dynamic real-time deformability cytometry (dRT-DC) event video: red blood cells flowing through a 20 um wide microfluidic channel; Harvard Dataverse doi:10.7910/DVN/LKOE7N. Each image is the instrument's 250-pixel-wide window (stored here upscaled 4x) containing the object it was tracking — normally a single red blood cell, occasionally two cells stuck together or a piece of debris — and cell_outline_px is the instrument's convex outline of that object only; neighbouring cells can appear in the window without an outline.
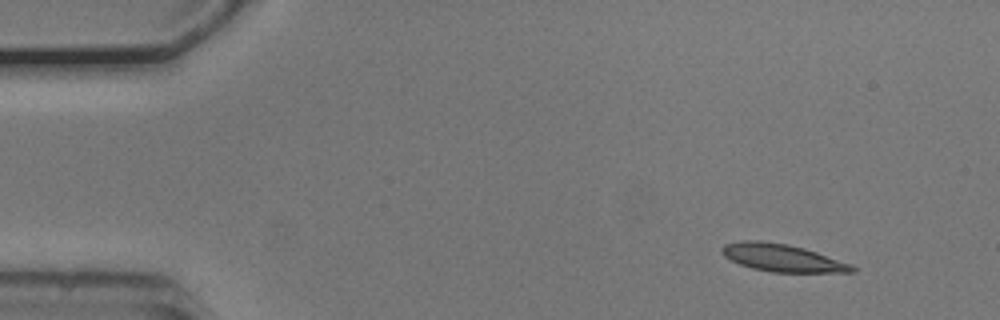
{"species": "common noctule bat (a hibernating species)", "species_latin": "Nyctalus noctula", "temperature_condition": "cold", "stored_images_in_passage": 49, "camera_frame_rate_fps": 3000, "um_per_image_px": 0.085, "animal": {"sex": "male", "body_mass_g": 20.5, "forearm_length_mm": 52.5}, "frame": {"image": 1, "passage_image": 1, "time_ms": 0.0, "image_size_px": [1000, 320], "cell_outline_px": [[856, 272], [772, 272], [752, 268], [740, 264], [724, 256], [720, 248], [724, 244], [740, 240], [760, 240], [788, 244], [804, 248], [852, 264], [856, 268]], "centroid_in_image_um": [66.48, 21.9], "position_along_channel_um": 18.5, "area_um2": 20.87}}
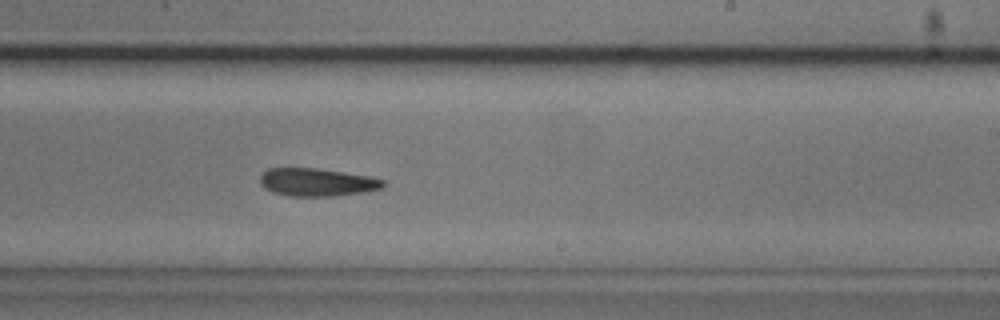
{"frame": {"image": 2, "passage_image": 28, "time_ms": 9.0, "image_size_px": [1000, 320], "cell_outline_px": [[388, 184], [380, 188], [360, 192], [332, 196], [292, 196], [272, 192], [264, 188], [260, 184], [260, 176], [268, 168], [316, 168], [368, 176], [384, 180]], "centroid_in_image_um": [26.91, 15.48], "position_along_channel_um": 262.1, "area_um2": 19.83}}
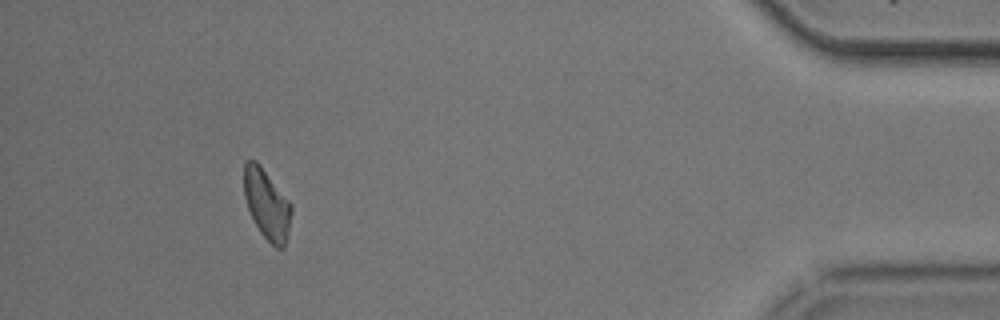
{"frame": {"image": 3, "passage_image": 45, "time_ms": 14.667, "image_size_px": [1000, 320], "cell_outline_px": [[292, 212], [288, 232], [284, 248], [276, 248], [260, 232], [248, 208], [244, 196], [244, 160], [256, 160], [260, 164], [292, 204]], "centroid_in_image_um": [22.68, 17.33], "position_along_channel_um": 412.5, "area_um2": 19.25}, "authors_computed_cell_mechanics": {"area_um2": 20.519, "velocity_mm_per_s": 3.7376, "shape_relaxation_time_tau1_ms": 11.0041, "shape_relaxation_time_tau2_ms": null, "deformation_change_tau1": 0.2273, "deformation_change_tau2": null}}